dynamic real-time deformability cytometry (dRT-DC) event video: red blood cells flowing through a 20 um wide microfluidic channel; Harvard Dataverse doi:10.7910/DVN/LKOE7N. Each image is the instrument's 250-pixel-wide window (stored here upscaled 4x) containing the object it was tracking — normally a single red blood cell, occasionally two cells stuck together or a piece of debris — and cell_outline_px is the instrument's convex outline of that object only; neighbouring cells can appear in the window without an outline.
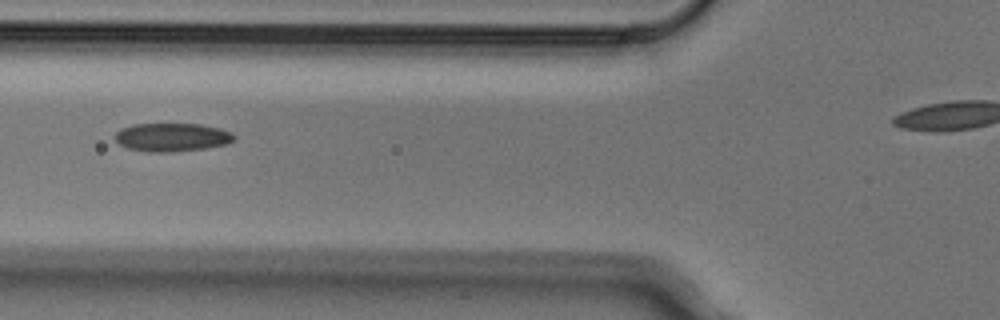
{"species": "Egyptian fruit bat (a non-hibernating species)", "species_latin": "Rousettus aegyptiacus", "temperature_condition": "cold", "stored_images_in_passage": 5, "camera_frame_rate_fps": 3000, "um_per_image_px": 0.085, "animal": {"sex": "male"}, "frame": {"image": 1, "passage_image": 3, "time_ms": 0.667, "image_size_px": [1000, 320], "cell_outline_px": [[236, 140], [228, 144], [204, 148], [172, 152], [148, 152], [128, 148], [120, 144], [116, 140], [116, 132], [120, 128], [132, 124], [200, 124], [220, 128], [232, 132], [236, 136]], "centroid_in_image_um": [14.65, 11.66], "position_along_channel_um": 111.1, "area_um2": 19.83}}
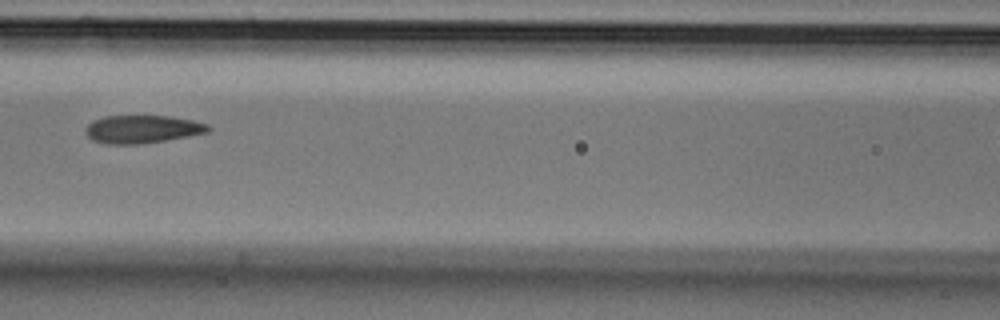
{"frame": {"image": 2, "passage_image": 5, "time_ms": 1.333, "image_size_px": [1000, 320], "cell_outline_px": [[212, 128], [208, 132], [188, 136], [144, 144], [104, 144], [92, 140], [84, 132], [84, 128], [92, 120], [104, 116], [172, 116], [192, 120], [208, 124]], "centroid_in_image_um": [12.07, 10.98], "position_along_channel_um": 154.5, "area_um2": 20.23}}